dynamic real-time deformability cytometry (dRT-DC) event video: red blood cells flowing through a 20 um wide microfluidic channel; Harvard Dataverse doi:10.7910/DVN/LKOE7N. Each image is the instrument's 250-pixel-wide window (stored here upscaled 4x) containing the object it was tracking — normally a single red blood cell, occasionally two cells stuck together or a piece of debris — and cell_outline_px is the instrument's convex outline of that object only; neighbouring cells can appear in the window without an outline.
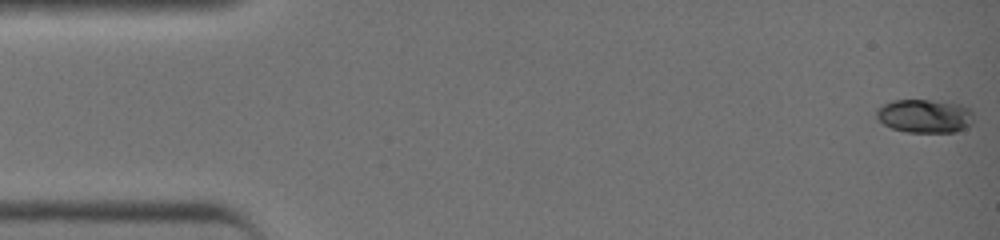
{"species": "common noctule bat (a hibernating species)", "species_latin": "Nyctalus noctula", "temperature_condition": "warm", "stored_images_in_passage": 42, "camera_frame_rate_fps": 3000, "um_per_image_px": 0.085, "animal": {"sex": "female", "body_mass_g": 19.0, "forearm_length_mm": 51.5}, "frame": {"image": 1, "passage_image": 1, "time_ms": 0.0, "image_size_px": [1000, 240], "cell_outline_px": [[972, 124], [968, 128], [952, 132], [908, 132], [892, 128], [876, 120], [876, 108], [892, 100], [928, 100], [960, 104], [968, 108], [972, 112]], "centroid_in_image_um": [78.58, 9.86], "position_along_channel_um": 6.4, "area_um2": 19.07}}
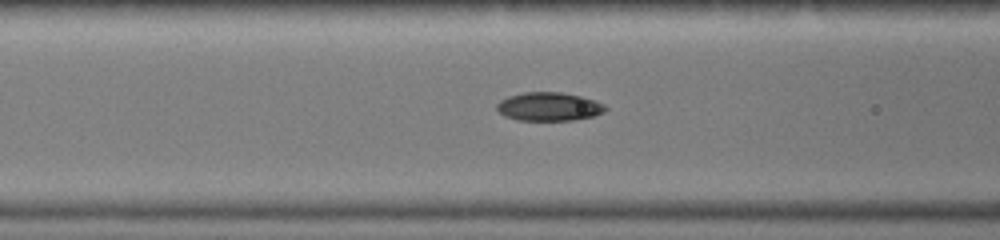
{"frame": {"image": 2, "passage_image": 17, "time_ms": 5.333, "image_size_px": [1000, 240], "cell_outline_px": [[608, 108], [604, 112], [592, 116], [572, 120], [516, 120], [504, 116], [496, 108], [496, 104], [500, 100], [508, 96], [524, 92], [560, 92], [580, 96], [596, 100], [604, 104]], "centroid_in_image_um": [46.65, 9.06], "position_along_channel_um": 120.0, "area_um2": 18.09}}
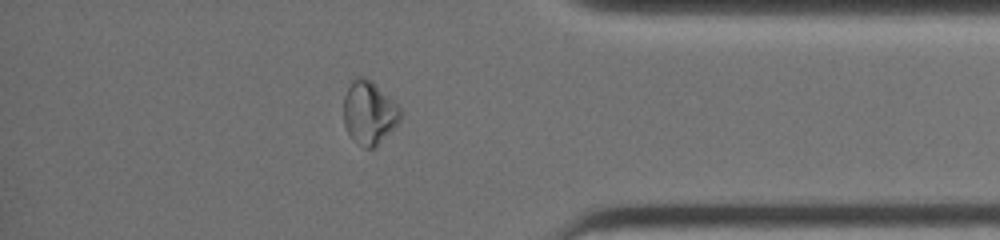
{"frame": {"image": 3, "passage_image": 36, "time_ms": 11.667, "image_size_px": [1000, 240], "cell_outline_px": [[400, 120], [372, 148], [364, 148], [352, 140], [344, 124], [344, 96], [352, 80], [356, 76], [360, 76], [372, 80], [400, 108]], "centroid_in_image_um": [31.33, 9.55], "position_along_channel_um": 403.9, "area_um2": 20.46}, "authors_computed_cell_mechanics": {"area_um2": 18.1203, "velocity_mm_per_s": 4.6552, "shape_relaxation_time_tau1_ms": 10.9009, "shape_relaxation_time_tau2_ms": 4.4753, "deformation_change_tau1": 0.2869, "deformation_change_tau2": 0.0468}}